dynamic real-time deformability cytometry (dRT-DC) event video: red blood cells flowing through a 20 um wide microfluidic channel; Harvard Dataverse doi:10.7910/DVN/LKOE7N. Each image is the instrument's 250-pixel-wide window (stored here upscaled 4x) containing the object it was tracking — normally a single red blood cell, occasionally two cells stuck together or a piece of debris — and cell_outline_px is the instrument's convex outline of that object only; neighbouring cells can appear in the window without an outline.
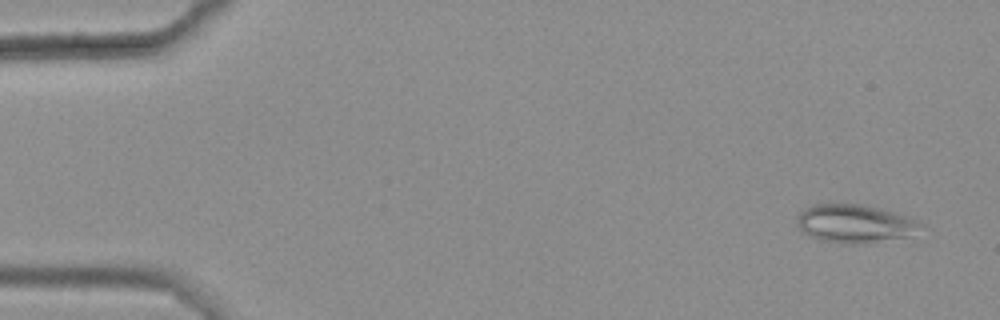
{"species": "common noctule bat (a hibernating species)", "species_latin": "Nyctalus noctula", "temperature_condition": "warm", "stored_images_in_passage": 48, "camera_frame_rate_fps": 3000, "um_per_image_px": 0.085, "animal": {"sex": "female", "body_mass_g": 25.1}, "frame": {"image": 1, "passage_image": 3, "time_ms": 0.667, "image_size_px": [1000, 320], "cell_outline_px": [[920, 224], [904, 236], [856, 244], [840, 244], [820, 240], [808, 236], [796, 224], [796, 220], [800, 212], [804, 208], [812, 204], [856, 204], [896, 212]], "centroid_in_image_um": [72.46, 19.0], "position_along_channel_um": 12.5, "area_um2": 26.59}}
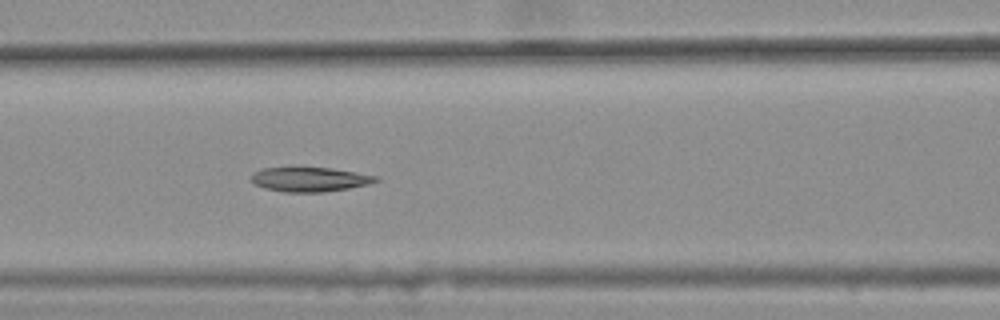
{"frame": {"image": 2, "passage_image": 24, "time_ms": 7.667, "image_size_px": [1000, 320], "cell_outline_px": [[380, 180], [368, 184], [348, 188], [324, 192], [284, 192], [264, 188], [252, 184], [252, 172], [260, 168], [332, 168], [356, 172], [376, 176]], "centroid_in_image_um": [26.29, 15.25], "position_along_channel_um": 140.3, "area_um2": 17.69}}
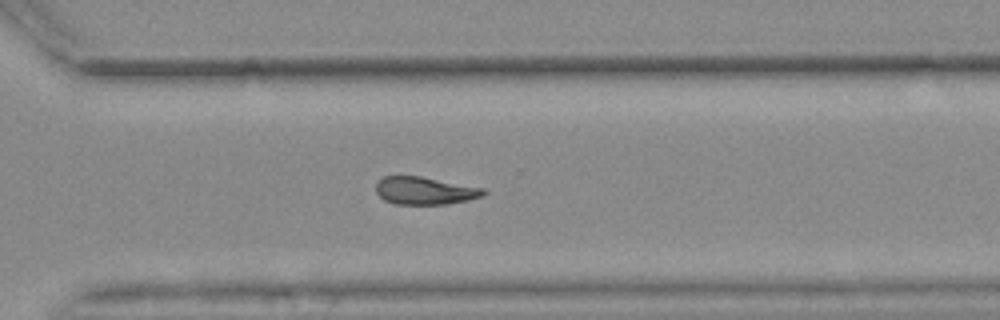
{"frame": {"image": 3, "passage_image": 40, "time_ms": 13.0, "image_size_px": [1000, 320], "cell_outline_px": [[488, 192], [484, 196], [468, 200], [448, 204], [396, 204], [384, 200], [376, 192], [376, 184], [384, 176], [420, 176], [484, 188]], "centroid_in_image_um": [36.14, 16.21], "position_along_channel_um": 334.5, "area_um2": 17.34}, "authors_computed_cell_mechanics": {"area_um2": 18.5538, "velocity_mm_per_s": 3.6526, "shape_relaxation_time_tau1_ms": null, "shape_relaxation_time_tau2_ms": 7.5366, "deformation_change_tau1": null, "deformation_change_tau2": 0.1544}}